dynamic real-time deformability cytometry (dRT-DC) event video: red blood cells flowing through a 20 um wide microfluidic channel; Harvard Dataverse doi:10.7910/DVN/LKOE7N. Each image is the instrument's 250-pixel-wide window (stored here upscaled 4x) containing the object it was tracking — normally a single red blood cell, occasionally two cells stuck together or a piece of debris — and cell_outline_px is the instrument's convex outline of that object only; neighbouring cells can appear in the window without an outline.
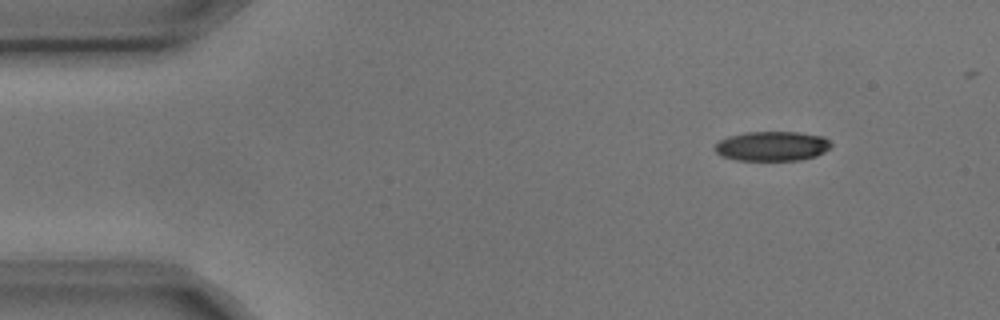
{"species": "common noctule bat (a hibernating species)", "species_latin": "Nyctalus noctula", "temperature_condition": "cold", "stored_images_in_passage": 3, "camera_frame_rate_fps": 3000, "um_per_image_px": 0.085, "animal": {"sex": "male", "body_mass_g": 17.9, "forearm_length_mm": 54.2}, "frame": {"image": 1, "passage_image": 1, "time_ms": 0.0, "image_size_px": [1000, 320], "cell_outline_px": [[832, 148], [816, 156], [800, 160], [736, 160], [720, 156], [716, 152], [716, 144], [720, 140], [728, 136], [744, 132], [796, 132], [824, 136], [832, 144]], "centroid_in_image_um": [65.65, 12.42], "position_along_channel_um": 19.4, "area_um2": 20.17}}
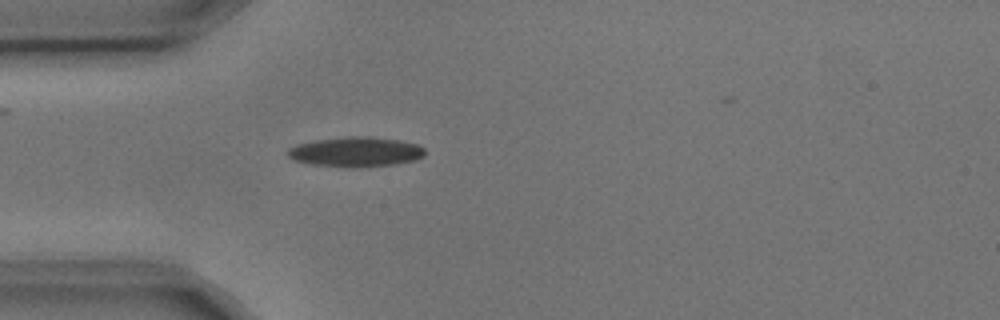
{"frame": {"image": 2, "passage_image": 3, "time_ms": 0.667, "image_size_px": [1000, 320], "cell_outline_px": [[424, 156], [416, 160], [396, 164], [352, 168], [344, 168], [312, 164], [292, 160], [288, 156], [288, 148], [296, 144], [316, 140], [344, 136], [368, 136], [400, 140], [416, 144], [424, 148]], "centroid_in_image_um": [30.22, 12.91], "position_along_channel_um": 54.8, "area_um2": 24.16}}